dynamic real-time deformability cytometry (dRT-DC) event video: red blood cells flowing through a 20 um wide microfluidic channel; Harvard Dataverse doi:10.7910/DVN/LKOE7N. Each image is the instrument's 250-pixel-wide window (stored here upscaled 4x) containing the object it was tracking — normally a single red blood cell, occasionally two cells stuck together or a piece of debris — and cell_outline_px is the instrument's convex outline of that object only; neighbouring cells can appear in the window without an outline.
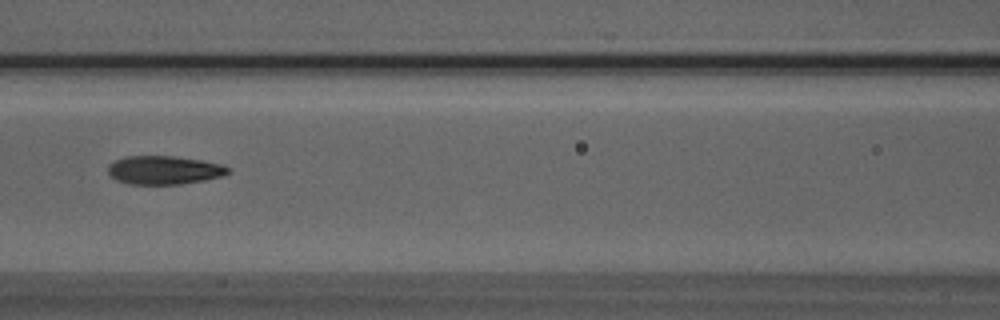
{"species": "Egyptian fruit bat (a non-hibernating species)", "species_latin": "Rousettus aegyptiacus", "temperature_condition": "room temperature", "stored_images_in_passage": 7, "camera_frame_rate_fps": 3000, "um_per_image_px": 0.085, "animal": {"sex": "male"}, "frame": {"image": 1, "passage_image": 7, "time_ms": 7.0, "image_size_px": [1000, 320], "cell_outline_px": [[228, 172], [220, 176], [204, 180], [180, 184], [128, 184], [116, 180], [108, 172], [108, 164], [112, 160], [124, 156], [172, 156], [200, 160], [220, 164], [228, 168]], "centroid_in_image_um": [13.86, 14.45], "position_along_channel_um": 152.7, "area_um2": 19.83}}